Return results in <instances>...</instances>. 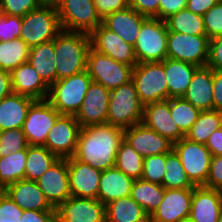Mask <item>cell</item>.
<instances>
[{
  "mask_svg": "<svg viewBox=\"0 0 222 222\" xmlns=\"http://www.w3.org/2000/svg\"><path fill=\"white\" fill-rule=\"evenodd\" d=\"M124 128L109 123L81 127L73 157L105 171L115 167L116 154L124 140Z\"/></svg>",
  "mask_w": 222,
  "mask_h": 222,
  "instance_id": "obj_1",
  "label": "cell"
},
{
  "mask_svg": "<svg viewBox=\"0 0 222 222\" xmlns=\"http://www.w3.org/2000/svg\"><path fill=\"white\" fill-rule=\"evenodd\" d=\"M90 34L62 30L54 39L56 81L86 70Z\"/></svg>",
  "mask_w": 222,
  "mask_h": 222,
  "instance_id": "obj_2",
  "label": "cell"
},
{
  "mask_svg": "<svg viewBox=\"0 0 222 222\" xmlns=\"http://www.w3.org/2000/svg\"><path fill=\"white\" fill-rule=\"evenodd\" d=\"M92 81L87 70L59 79L49 87L47 100L61 115L76 116Z\"/></svg>",
  "mask_w": 222,
  "mask_h": 222,
  "instance_id": "obj_3",
  "label": "cell"
},
{
  "mask_svg": "<svg viewBox=\"0 0 222 222\" xmlns=\"http://www.w3.org/2000/svg\"><path fill=\"white\" fill-rule=\"evenodd\" d=\"M144 105L140 102L134 82L131 80L110 90L107 123L129 128L142 123Z\"/></svg>",
  "mask_w": 222,
  "mask_h": 222,
  "instance_id": "obj_4",
  "label": "cell"
},
{
  "mask_svg": "<svg viewBox=\"0 0 222 222\" xmlns=\"http://www.w3.org/2000/svg\"><path fill=\"white\" fill-rule=\"evenodd\" d=\"M62 31L55 4H42L22 17L20 38L31 48L54 40Z\"/></svg>",
  "mask_w": 222,
  "mask_h": 222,
  "instance_id": "obj_5",
  "label": "cell"
},
{
  "mask_svg": "<svg viewBox=\"0 0 222 222\" xmlns=\"http://www.w3.org/2000/svg\"><path fill=\"white\" fill-rule=\"evenodd\" d=\"M132 81L144 106L168 100V84L161 62L137 63L132 71Z\"/></svg>",
  "mask_w": 222,
  "mask_h": 222,
  "instance_id": "obj_6",
  "label": "cell"
},
{
  "mask_svg": "<svg viewBox=\"0 0 222 222\" xmlns=\"http://www.w3.org/2000/svg\"><path fill=\"white\" fill-rule=\"evenodd\" d=\"M168 30L164 20L146 18L134 45L137 63L162 62L167 58Z\"/></svg>",
  "mask_w": 222,
  "mask_h": 222,
  "instance_id": "obj_7",
  "label": "cell"
},
{
  "mask_svg": "<svg viewBox=\"0 0 222 222\" xmlns=\"http://www.w3.org/2000/svg\"><path fill=\"white\" fill-rule=\"evenodd\" d=\"M55 5L64 31L91 34L102 23L93 0H59Z\"/></svg>",
  "mask_w": 222,
  "mask_h": 222,
  "instance_id": "obj_8",
  "label": "cell"
},
{
  "mask_svg": "<svg viewBox=\"0 0 222 222\" xmlns=\"http://www.w3.org/2000/svg\"><path fill=\"white\" fill-rule=\"evenodd\" d=\"M86 70L94 82L112 90L132 80L133 67L90 47Z\"/></svg>",
  "mask_w": 222,
  "mask_h": 222,
  "instance_id": "obj_9",
  "label": "cell"
},
{
  "mask_svg": "<svg viewBox=\"0 0 222 222\" xmlns=\"http://www.w3.org/2000/svg\"><path fill=\"white\" fill-rule=\"evenodd\" d=\"M173 150L179 156L190 181L195 186H204L209 174L212 154L205 144L190 141L183 137L173 143Z\"/></svg>",
  "mask_w": 222,
  "mask_h": 222,
  "instance_id": "obj_10",
  "label": "cell"
},
{
  "mask_svg": "<svg viewBox=\"0 0 222 222\" xmlns=\"http://www.w3.org/2000/svg\"><path fill=\"white\" fill-rule=\"evenodd\" d=\"M209 38L168 31L167 58L204 67L208 61Z\"/></svg>",
  "mask_w": 222,
  "mask_h": 222,
  "instance_id": "obj_11",
  "label": "cell"
},
{
  "mask_svg": "<svg viewBox=\"0 0 222 222\" xmlns=\"http://www.w3.org/2000/svg\"><path fill=\"white\" fill-rule=\"evenodd\" d=\"M60 115L47 99L35 100L22 127L28 145L44 146L50 129Z\"/></svg>",
  "mask_w": 222,
  "mask_h": 222,
  "instance_id": "obj_12",
  "label": "cell"
},
{
  "mask_svg": "<svg viewBox=\"0 0 222 222\" xmlns=\"http://www.w3.org/2000/svg\"><path fill=\"white\" fill-rule=\"evenodd\" d=\"M81 126L72 115H60L50 129L44 146L59 159L73 157Z\"/></svg>",
  "mask_w": 222,
  "mask_h": 222,
  "instance_id": "obj_13",
  "label": "cell"
},
{
  "mask_svg": "<svg viewBox=\"0 0 222 222\" xmlns=\"http://www.w3.org/2000/svg\"><path fill=\"white\" fill-rule=\"evenodd\" d=\"M57 222H106V205L98 199L70 196L56 209Z\"/></svg>",
  "mask_w": 222,
  "mask_h": 222,
  "instance_id": "obj_14",
  "label": "cell"
},
{
  "mask_svg": "<svg viewBox=\"0 0 222 222\" xmlns=\"http://www.w3.org/2000/svg\"><path fill=\"white\" fill-rule=\"evenodd\" d=\"M91 47L133 68L137 65L134 46L106 28L102 23L90 34Z\"/></svg>",
  "mask_w": 222,
  "mask_h": 222,
  "instance_id": "obj_15",
  "label": "cell"
},
{
  "mask_svg": "<svg viewBox=\"0 0 222 222\" xmlns=\"http://www.w3.org/2000/svg\"><path fill=\"white\" fill-rule=\"evenodd\" d=\"M110 90L91 82L75 118L81 127L107 123Z\"/></svg>",
  "mask_w": 222,
  "mask_h": 222,
  "instance_id": "obj_16",
  "label": "cell"
},
{
  "mask_svg": "<svg viewBox=\"0 0 222 222\" xmlns=\"http://www.w3.org/2000/svg\"><path fill=\"white\" fill-rule=\"evenodd\" d=\"M36 183L48 202L57 209L71 196L67 159H58Z\"/></svg>",
  "mask_w": 222,
  "mask_h": 222,
  "instance_id": "obj_17",
  "label": "cell"
},
{
  "mask_svg": "<svg viewBox=\"0 0 222 222\" xmlns=\"http://www.w3.org/2000/svg\"><path fill=\"white\" fill-rule=\"evenodd\" d=\"M193 189H165L159 206L149 216V222H179L189 218Z\"/></svg>",
  "mask_w": 222,
  "mask_h": 222,
  "instance_id": "obj_18",
  "label": "cell"
},
{
  "mask_svg": "<svg viewBox=\"0 0 222 222\" xmlns=\"http://www.w3.org/2000/svg\"><path fill=\"white\" fill-rule=\"evenodd\" d=\"M124 140L143 158L169 153L173 150V142L146 127L143 123L126 128Z\"/></svg>",
  "mask_w": 222,
  "mask_h": 222,
  "instance_id": "obj_19",
  "label": "cell"
},
{
  "mask_svg": "<svg viewBox=\"0 0 222 222\" xmlns=\"http://www.w3.org/2000/svg\"><path fill=\"white\" fill-rule=\"evenodd\" d=\"M67 161L71 196L97 199L102 171L74 157Z\"/></svg>",
  "mask_w": 222,
  "mask_h": 222,
  "instance_id": "obj_20",
  "label": "cell"
},
{
  "mask_svg": "<svg viewBox=\"0 0 222 222\" xmlns=\"http://www.w3.org/2000/svg\"><path fill=\"white\" fill-rule=\"evenodd\" d=\"M142 123L175 143L185 135L180 131L170 114V98L144 106Z\"/></svg>",
  "mask_w": 222,
  "mask_h": 222,
  "instance_id": "obj_21",
  "label": "cell"
},
{
  "mask_svg": "<svg viewBox=\"0 0 222 222\" xmlns=\"http://www.w3.org/2000/svg\"><path fill=\"white\" fill-rule=\"evenodd\" d=\"M222 209V190L195 186L189 218L193 222H218Z\"/></svg>",
  "mask_w": 222,
  "mask_h": 222,
  "instance_id": "obj_22",
  "label": "cell"
},
{
  "mask_svg": "<svg viewBox=\"0 0 222 222\" xmlns=\"http://www.w3.org/2000/svg\"><path fill=\"white\" fill-rule=\"evenodd\" d=\"M22 210L56 211L36 181L19 180L3 190Z\"/></svg>",
  "mask_w": 222,
  "mask_h": 222,
  "instance_id": "obj_23",
  "label": "cell"
},
{
  "mask_svg": "<svg viewBox=\"0 0 222 222\" xmlns=\"http://www.w3.org/2000/svg\"><path fill=\"white\" fill-rule=\"evenodd\" d=\"M146 18V16L141 15L128 6L123 10L107 15L102 20V24L121 37L123 41L134 46L139 36L143 21Z\"/></svg>",
  "mask_w": 222,
  "mask_h": 222,
  "instance_id": "obj_24",
  "label": "cell"
},
{
  "mask_svg": "<svg viewBox=\"0 0 222 222\" xmlns=\"http://www.w3.org/2000/svg\"><path fill=\"white\" fill-rule=\"evenodd\" d=\"M10 75L13 93L29 96L35 100L47 99L49 86L28 62L15 68Z\"/></svg>",
  "mask_w": 222,
  "mask_h": 222,
  "instance_id": "obj_25",
  "label": "cell"
},
{
  "mask_svg": "<svg viewBox=\"0 0 222 222\" xmlns=\"http://www.w3.org/2000/svg\"><path fill=\"white\" fill-rule=\"evenodd\" d=\"M183 98L200 111L213 110V70L198 67Z\"/></svg>",
  "mask_w": 222,
  "mask_h": 222,
  "instance_id": "obj_26",
  "label": "cell"
},
{
  "mask_svg": "<svg viewBox=\"0 0 222 222\" xmlns=\"http://www.w3.org/2000/svg\"><path fill=\"white\" fill-rule=\"evenodd\" d=\"M35 99L11 93L0 100V132L9 129H21L28 110Z\"/></svg>",
  "mask_w": 222,
  "mask_h": 222,
  "instance_id": "obj_27",
  "label": "cell"
},
{
  "mask_svg": "<svg viewBox=\"0 0 222 222\" xmlns=\"http://www.w3.org/2000/svg\"><path fill=\"white\" fill-rule=\"evenodd\" d=\"M134 181L116 167L102 171L97 199L107 205L122 197L130 196Z\"/></svg>",
  "mask_w": 222,
  "mask_h": 222,
  "instance_id": "obj_28",
  "label": "cell"
},
{
  "mask_svg": "<svg viewBox=\"0 0 222 222\" xmlns=\"http://www.w3.org/2000/svg\"><path fill=\"white\" fill-rule=\"evenodd\" d=\"M161 63L164 66L168 84V99L183 97L198 66L170 58H166Z\"/></svg>",
  "mask_w": 222,
  "mask_h": 222,
  "instance_id": "obj_29",
  "label": "cell"
},
{
  "mask_svg": "<svg viewBox=\"0 0 222 222\" xmlns=\"http://www.w3.org/2000/svg\"><path fill=\"white\" fill-rule=\"evenodd\" d=\"M28 63L50 87L56 82L54 40L30 48Z\"/></svg>",
  "mask_w": 222,
  "mask_h": 222,
  "instance_id": "obj_30",
  "label": "cell"
},
{
  "mask_svg": "<svg viewBox=\"0 0 222 222\" xmlns=\"http://www.w3.org/2000/svg\"><path fill=\"white\" fill-rule=\"evenodd\" d=\"M106 222H149V215L131 196H127L106 205Z\"/></svg>",
  "mask_w": 222,
  "mask_h": 222,
  "instance_id": "obj_31",
  "label": "cell"
},
{
  "mask_svg": "<svg viewBox=\"0 0 222 222\" xmlns=\"http://www.w3.org/2000/svg\"><path fill=\"white\" fill-rule=\"evenodd\" d=\"M164 191L162 185L140 178L134 181L130 196L150 216L163 200Z\"/></svg>",
  "mask_w": 222,
  "mask_h": 222,
  "instance_id": "obj_32",
  "label": "cell"
},
{
  "mask_svg": "<svg viewBox=\"0 0 222 222\" xmlns=\"http://www.w3.org/2000/svg\"><path fill=\"white\" fill-rule=\"evenodd\" d=\"M58 159L45 146L29 145L24 179L37 181Z\"/></svg>",
  "mask_w": 222,
  "mask_h": 222,
  "instance_id": "obj_33",
  "label": "cell"
},
{
  "mask_svg": "<svg viewBox=\"0 0 222 222\" xmlns=\"http://www.w3.org/2000/svg\"><path fill=\"white\" fill-rule=\"evenodd\" d=\"M164 21L168 31L186 35L206 36L203 16L195 14L187 8L170 15Z\"/></svg>",
  "mask_w": 222,
  "mask_h": 222,
  "instance_id": "obj_34",
  "label": "cell"
},
{
  "mask_svg": "<svg viewBox=\"0 0 222 222\" xmlns=\"http://www.w3.org/2000/svg\"><path fill=\"white\" fill-rule=\"evenodd\" d=\"M221 127L222 112L214 109L201 111L197 121L185 134V138L193 142L206 144L210 135Z\"/></svg>",
  "mask_w": 222,
  "mask_h": 222,
  "instance_id": "obj_35",
  "label": "cell"
},
{
  "mask_svg": "<svg viewBox=\"0 0 222 222\" xmlns=\"http://www.w3.org/2000/svg\"><path fill=\"white\" fill-rule=\"evenodd\" d=\"M27 149L0 158V190L25 177Z\"/></svg>",
  "mask_w": 222,
  "mask_h": 222,
  "instance_id": "obj_36",
  "label": "cell"
},
{
  "mask_svg": "<svg viewBox=\"0 0 222 222\" xmlns=\"http://www.w3.org/2000/svg\"><path fill=\"white\" fill-rule=\"evenodd\" d=\"M29 51L30 47L21 38L0 41V69L11 73L28 62Z\"/></svg>",
  "mask_w": 222,
  "mask_h": 222,
  "instance_id": "obj_37",
  "label": "cell"
},
{
  "mask_svg": "<svg viewBox=\"0 0 222 222\" xmlns=\"http://www.w3.org/2000/svg\"><path fill=\"white\" fill-rule=\"evenodd\" d=\"M162 186L165 189H193L195 187L185 173L180 158L174 150L166 153L165 175Z\"/></svg>",
  "mask_w": 222,
  "mask_h": 222,
  "instance_id": "obj_38",
  "label": "cell"
},
{
  "mask_svg": "<svg viewBox=\"0 0 222 222\" xmlns=\"http://www.w3.org/2000/svg\"><path fill=\"white\" fill-rule=\"evenodd\" d=\"M144 158L123 140L116 154L115 167L130 178L137 180L143 175Z\"/></svg>",
  "mask_w": 222,
  "mask_h": 222,
  "instance_id": "obj_39",
  "label": "cell"
},
{
  "mask_svg": "<svg viewBox=\"0 0 222 222\" xmlns=\"http://www.w3.org/2000/svg\"><path fill=\"white\" fill-rule=\"evenodd\" d=\"M200 112L183 97L170 98V114L184 135L197 121Z\"/></svg>",
  "mask_w": 222,
  "mask_h": 222,
  "instance_id": "obj_40",
  "label": "cell"
},
{
  "mask_svg": "<svg viewBox=\"0 0 222 222\" xmlns=\"http://www.w3.org/2000/svg\"><path fill=\"white\" fill-rule=\"evenodd\" d=\"M28 146L22 128L0 132V158L27 149Z\"/></svg>",
  "mask_w": 222,
  "mask_h": 222,
  "instance_id": "obj_41",
  "label": "cell"
},
{
  "mask_svg": "<svg viewBox=\"0 0 222 222\" xmlns=\"http://www.w3.org/2000/svg\"><path fill=\"white\" fill-rule=\"evenodd\" d=\"M166 153L144 158L142 179L162 185L165 175Z\"/></svg>",
  "mask_w": 222,
  "mask_h": 222,
  "instance_id": "obj_42",
  "label": "cell"
},
{
  "mask_svg": "<svg viewBox=\"0 0 222 222\" xmlns=\"http://www.w3.org/2000/svg\"><path fill=\"white\" fill-rule=\"evenodd\" d=\"M203 22L209 40L222 36V4L220 2L203 15Z\"/></svg>",
  "mask_w": 222,
  "mask_h": 222,
  "instance_id": "obj_43",
  "label": "cell"
},
{
  "mask_svg": "<svg viewBox=\"0 0 222 222\" xmlns=\"http://www.w3.org/2000/svg\"><path fill=\"white\" fill-rule=\"evenodd\" d=\"M22 16L3 14L0 17V41H10L20 38Z\"/></svg>",
  "mask_w": 222,
  "mask_h": 222,
  "instance_id": "obj_44",
  "label": "cell"
},
{
  "mask_svg": "<svg viewBox=\"0 0 222 222\" xmlns=\"http://www.w3.org/2000/svg\"><path fill=\"white\" fill-rule=\"evenodd\" d=\"M1 4L3 14L23 17L43 3L40 0H1Z\"/></svg>",
  "mask_w": 222,
  "mask_h": 222,
  "instance_id": "obj_45",
  "label": "cell"
},
{
  "mask_svg": "<svg viewBox=\"0 0 222 222\" xmlns=\"http://www.w3.org/2000/svg\"><path fill=\"white\" fill-rule=\"evenodd\" d=\"M23 211L3 190H0V222H19Z\"/></svg>",
  "mask_w": 222,
  "mask_h": 222,
  "instance_id": "obj_46",
  "label": "cell"
},
{
  "mask_svg": "<svg viewBox=\"0 0 222 222\" xmlns=\"http://www.w3.org/2000/svg\"><path fill=\"white\" fill-rule=\"evenodd\" d=\"M204 187L222 190V155L212 156L209 174Z\"/></svg>",
  "mask_w": 222,
  "mask_h": 222,
  "instance_id": "obj_47",
  "label": "cell"
},
{
  "mask_svg": "<svg viewBox=\"0 0 222 222\" xmlns=\"http://www.w3.org/2000/svg\"><path fill=\"white\" fill-rule=\"evenodd\" d=\"M206 66L212 70L222 71V36L209 40Z\"/></svg>",
  "mask_w": 222,
  "mask_h": 222,
  "instance_id": "obj_48",
  "label": "cell"
},
{
  "mask_svg": "<svg viewBox=\"0 0 222 222\" xmlns=\"http://www.w3.org/2000/svg\"><path fill=\"white\" fill-rule=\"evenodd\" d=\"M160 0H128V6L148 18H159Z\"/></svg>",
  "mask_w": 222,
  "mask_h": 222,
  "instance_id": "obj_49",
  "label": "cell"
},
{
  "mask_svg": "<svg viewBox=\"0 0 222 222\" xmlns=\"http://www.w3.org/2000/svg\"><path fill=\"white\" fill-rule=\"evenodd\" d=\"M93 2L102 20L107 15L128 7V0H93Z\"/></svg>",
  "mask_w": 222,
  "mask_h": 222,
  "instance_id": "obj_50",
  "label": "cell"
},
{
  "mask_svg": "<svg viewBox=\"0 0 222 222\" xmlns=\"http://www.w3.org/2000/svg\"><path fill=\"white\" fill-rule=\"evenodd\" d=\"M187 1L188 0H160L159 19L165 20L170 15L185 9Z\"/></svg>",
  "mask_w": 222,
  "mask_h": 222,
  "instance_id": "obj_51",
  "label": "cell"
},
{
  "mask_svg": "<svg viewBox=\"0 0 222 222\" xmlns=\"http://www.w3.org/2000/svg\"><path fill=\"white\" fill-rule=\"evenodd\" d=\"M19 222H57L56 211L24 210Z\"/></svg>",
  "mask_w": 222,
  "mask_h": 222,
  "instance_id": "obj_52",
  "label": "cell"
},
{
  "mask_svg": "<svg viewBox=\"0 0 222 222\" xmlns=\"http://www.w3.org/2000/svg\"><path fill=\"white\" fill-rule=\"evenodd\" d=\"M213 109L222 112V71L213 70Z\"/></svg>",
  "mask_w": 222,
  "mask_h": 222,
  "instance_id": "obj_53",
  "label": "cell"
},
{
  "mask_svg": "<svg viewBox=\"0 0 222 222\" xmlns=\"http://www.w3.org/2000/svg\"><path fill=\"white\" fill-rule=\"evenodd\" d=\"M218 2L219 0H188L186 8L195 14L203 16Z\"/></svg>",
  "mask_w": 222,
  "mask_h": 222,
  "instance_id": "obj_54",
  "label": "cell"
},
{
  "mask_svg": "<svg viewBox=\"0 0 222 222\" xmlns=\"http://www.w3.org/2000/svg\"><path fill=\"white\" fill-rule=\"evenodd\" d=\"M205 146L209 149L212 156L222 155V127L210 135Z\"/></svg>",
  "mask_w": 222,
  "mask_h": 222,
  "instance_id": "obj_55",
  "label": "cell"
},
{
  "mask_svg": "<svg viewBox=\"0 0 222 222\" xmlns=\"http://www.w3.org/2000/svg\"><path fill=\"white\" fill-rule=\"evenodd\" d=\"M12 93L10 72L0 69V100Z\"/></svg>",
  "mask_w": 222,
  "mask_h": 222,
  "instance_id": "obj_56",
  "label": "cell"
},
{
  "mask_svg": "<svg viewBox=\"0 0 222 222\" xmlns=\"http://www.w3.org/2000/svg\"><path fill=\"white\" fill-rule=\"evenodd\" d=\"M43 4H56L59 0H40Z\"/></svg>",
  "mask_w": 222,
  "mask_h": 222,
  "instance_id": "obj_57",
  "label": "cell"
},
{
  "mask_svg": "<svg viewBox=\"0 0 222 222\" xmlns=\"http://www.w3.org/2000/svg\"><path fill=\"white\" fill-rule=\"evenodd\" d=\"M179 222H193V221L190 218H186V219L180 220Z\"/></svg>",
  "mask_w": 222,
  "mask_h": 222,
  "instance_id": "obj_58",
  "label": "cell"
},
{
  "mask_svg": "<svg viewBox=\"0 0 222 222\" xmlns=\"http://www.w3.org/2000/svg\"><path fill=\"white\" fill-rule=\"evenodd\" d=\"M218 222H222V209H221V212H220V216H219Z\"/></svg>",
  "mask_w": 222,
  "mask_h": 222,
  "instance_id": "obj_59",
  "label": "cell"
},
{
  "mask_svg": "<svg viewBox=\"0 0 222 222\" xmlns=\"http://www.w3.org/2000/svg\"><path fill=\"white\" fill-rule=\"evenodd\" d=\"M0 13H3V11H2V4H1V0H0Z\"/></svg>",
  "mask_w": 222,
  "mask_h": 222,
  "instance_id": "obj_60",
  "label": "cell"
}]
</instances>
